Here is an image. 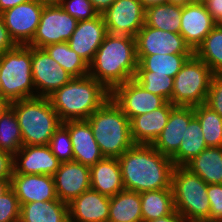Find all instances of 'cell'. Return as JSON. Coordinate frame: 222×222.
<instances>
[{"mask_svg": "<svg viewBox=\"0 0 222 222\" xmlns=\"http://www.w3.org/2000/svg\"><path fill=\"white\" fill-rule=\"evenodd\" d=\"M110 97L111 93L89 74L73 77L66 85L48 96L62 123L87 120Z\"/></svg>", "mask_w": 222, "mask_h": 222, "instance_id": "3", "label": "cell"}, {"mask_svg": "<svg viewBox=\"0 0 222 222\" xmlns=\"http://www.w3.org/2000/svg\"><path fill=\"white\" fill-rule=\"evenodd\" d=\"M102 17L107 33L136 37L145 24V9L139 0H116Z\"/></svg>", "mask_w": 222, "mask_h": 222, "instance_id": "13", "label": "cell"}, {"mask_svg": "<svg viewBox=\"0 0 222 222\" xmlns=\"http://www.w3.org/2000/svg\"><path fill=\"white\" fill-rule=\"evenodd\" d=\"M137 56L153 54H193L181 34L163 31L146 24L136 37Z\"/></svg>", "mask_w": 222, "mask_h": 222, "instance_id": "14", "label": "cell"}, {"mask_svg": "<svg viewBox=\"0 0 222 222\" xmlns=\"http://www.w3.org/2000/svg\"><path fill=\"white\" fill-rule=\"evenodd\" d=\"M209 222H222V184H208Z\"/></svg>", "mask_w": 222, "mask_h": 222, "instance_id": "40", "label": "cell"}, {"mask_svg": "<svg viewBox=\"0 0 222 222\" xmlns=\"http://www.w3.org/2000/svg\"><path fill=\"white\" fill-rule=\"evenodd\" d=\"M175 107L166 102L150 113L138 115L130 120L132 140L135 144H152L166 126L170 112Z\"/></svg>", "mask_w": 222, "mask_h": 222, "instance_id": "23", "label": "cell"}, {"mask_svg": "<svg viewBox=\"0 0 222 222\" xmlns=\"http://www.w3.org/2000/svg\"><path fill=\"white\" fill-rule=\"evenodd\" d=\"M143 8L146 10L151 6L166 4L168 0H139Z\"/></svg>", "mask_w": 222, "mask_h": 222, "instance_id": "48", "label": "cell"}, {"mask_svg": "<svg viewBox=\"0 0 222 222\" xmlns=\"http://www.w3.org/2000/svg\"><path fill=\"white\" fill-rule=\"evenodd\" d=\"M19 222H69L68 204L59 199L22 204Z\"/></svg>", "mask_w": 222, "mask_h": 222, "instance_id": "25", "label": "cell"}, {"mask_svg": "<svg viewBox=\"0 0 222 222\" xmlns=\"http://www.w3.org/2000/svg\"><path fill=\"white\" fill-rule=\"evenodd\" d=\"M118 160L125 190L141 193L172 189L173 161L151 144H134Z\"/></svg>", "mask_w": 222, "mask_h": 222, "instance_id": "1", "label": "cell"}, {"mask_svg": "<svg viewBox=\"0 0 222 222\" xmlns=\"http://www.w3.org/2000/svg\"><path fill=\"white\" fill-rule=\"evenodd\" d=\"M23 146L17 116L9 107L0 118V150L14 155Z\"/></svg>", "mask_w": 222, "mask_h": 222, "instance_id": "35", "label": "cell"}, {"mask_svg": "<svg viewBox=\"0 0 222 222\" xmlns=\"http://www.w3.org/2000/svg\"><path fill=\"white\" fill-rule=\"evenodd\" d=\"M62 124L69 130L73 161L91 167L104 158L87 120H70Z\"/></svg>", "mask_w": 222, "mask_h": 222, "instance_id": "20", "label": "cell"}, {"mask_svg": "<svg viewBox=\"0 0 222 222\" xmlns=\"http://www.w3.org/2000/svg\"><path fill=\"white\" fill-rule=\"evenodd\" d=\"M111 98L130 120L150 113L167 102L163 97L146 91L134 78L117 86L111 92Z\"/></svg>", "mask_w": 222, "mask_h": 222, "instance_id": "12", "label": "cell"}, {"mask_svg": "<svg viewBox=\"0 0 222 222\" xmlns=\"http://www.w3.org/2000/svg\"><path fill=\"white\" fill-rule=\"evenodd\" d=\"M60 6L78 21L92 19L99 15L90 0H64Z\"/></svg>", "mask_w": 222, "mask_h": 222, "instance_id": "39", "label": "cell"}, {"mask_svg": "<svg viewBox=\"0 0 222 222\" xmlns=\"http://www.w3.org/2000/svg\"><path fill=\"white\" fill-rule=\"evenodd\" d=\"M194 117L193 106H175L163 131L151 145L164 156L172 158L179 150L183 135Z\"/></svg>", "mask_w": 222, "mask_h": 222, "instance_id": "17", "label": "cell"}, {"mask_svg": "<svg viewBox=\"0 0 222 222\" xmlns=\"http://www.w3.org/2000/svg\"><path fill=\"white\" fill-rule=\"evenodd\" d=\"M45 5H60L64 0H41Z\"/></svg>", "mask_w": 222, "mask_h": 222, "instance_id": "52", "label": "cell"}, {"mask_svg": "<svg viewBox=\"0 0 222 222\" xmlns=\"http://www.w3.org/2000/svg\"><path fill=\"white\" fill-rule=\"evenodd\" d=\"M208 147H222V117L206 104L193 106Z\"/></svg>", "mask_w": 222, "mask_h": 222, "instance_id": "34", "label": "cell"}, {"mask_svg": "<svg viewBox=\"0 0 222 222\" xmlns=\"http://www.w3.org/2000/svg\"><path fill=\"white\" fill-rule=\"evenodd\" d=\"M53 179L57 198L67 204L91 188L90 167L75 161L61 163Z\"/></svg>", "mask_w": 222, "mask_h": 222, "instance_id": "15", "label": "cell"}, {"mask_svg": "<svg viewBox=\"0 0 222 222\" xmlns=\"http://www.w3.org/2000/svg\"><path fill=\"white\" fill-rule=\"evenodd\" d=\"M182 6L160 4L145 10V24L163 31L180 34Z\"/></svg>", "mask_w": 222, "mask_h": 222, "instance_id": "31", "label": "cell"}, {"mask_svg": "<svg viewBox=\"0 0 222 222\" xmlns=\"http://www.w3.org/2000/svg\"><path fill=\"white\" fill-rule=\"evenodd\" d=\"M11 188L17 196L20 206L35 201L58 200L54 179L50 175H24L13 171Z\"/></svg>", "mask_w": 222, "mask_h": 222, "instance_id": "21", "label": "cell"}, {"mask_svg": "<svg viewBox=\"0 0 222 222\" xmlns=\"http://www.w3.org/2000/svg\"><path fill=\"white\" fill-rule=\"evenodd\" d=\"M91 189L102 195L113 197L124 190L118 158L104 157L90 167Z\"/></svg>", "mask_w": 222, "mask_h": 222, "instance_id": "24", "label": "cell"}, {"mask_svg": "<svg viewBox=\"0 0 222 222\" xmlns=\"http://www.w3.org/2000/svg\"><path fill=\"white\" fill-rule=\"evenodd\" d=\"M19 200L12 188L0 197V222H19Z\"/></svg>", "mask_w": 222, "mask_h": 222, "instance_id": "38", "label": "cell"}, {"mask_svg": "<svg viewBox=\"0 0 222 222\" xmlns=\"http://www.w3.org/2000/svg\"><path fill=\"white\" fill-rule=\"evenodd\" d=\"M78 20L60 5H45L36 33L28 46L44 48L54 43L67 42L75 31Z\"/></svg>", "mask_w": 222, "mask_h": 222, "instance_id": "9", "label": "cell"}, {"mask_svg": "<svg viewBox=\"0 0 222 222\" xmlns=\"http://www.w3.org/2000/svg\"><path fill=\"white\" fill-rule=\"evenodd\" d=\"M48 146L61 163L73 161L71 137L69 130L63 124L56 129Z\"/></svg>", "mask_w": 222, "mask_h": 222, "instance_id": "37", "label": "cell"}, {"mask_svg": "<svg viewBox=\"0 0 222 222\" xmlns=\"http://www.w3.org/2000/svg\"><path fill=\"white\" fill-rule=\"evenodd\" d=\"M0 97L10 103L36 97L31 46L17 45L0 55Z\"/></svg>", "mask_w": 222, "mask_h": 222, "instance_id": "6", "label": "cell"}, {"mask_svg": "<svg viewBox=\"0 0 222 222\" xmlns=\"http://www.w3.org/2000/svg\"><path fill=\"white\" fill-rule=\"evenodd\" d=\"M60 164L48 145H23L13 160L14 172L24 175L53 176Z\"/></svg>", "mask_w": 222, "mask_h": 222, "instance_id": "16", "label": "cell"}, {"mask_svg": "<svg viewBox=\"0 0 222 222\" xmlns=\"http://www.w3.org/2000/svg\"><path fill=\"white\" fill-rule=\"evenodd\" d=\"M196 2V0H168L167 3L168 4H174V5H179V6H186L189 4H192Z\"/></svg>", "mask_w": 222, "mask_h": 222, "instance_id": "50", "label": "cell"}, {"mask_svg": "<svg viewBox=\"0 0 222 222\" xmlns=\"http://www.w3.org/2000/svg\"><path fill=\"white\" fill-rule=\"evenodd\" d=\"M193 54L205 62L214 75H222V24H217Z\"/></svg>", "mask_w": 222, "mask_h": 222, "instance_id": "32", "label": "cell"}, {"mask_svg": "<svg viewBox=\"0 0 222 222\" xmlns=\"http://www.w3.org/2000/svg\"><path fill=\"white\" fill-rule=\"evenodd\" d=\"M137 67L135 37L107 33L89 65V75L111 93L117 86L133 79Z\"/></svg>", "mask_w": 222, "mask_h": 222, "instance_id": "2", "label": "cell"}, {"mask_svg": "<svg viewBox=\"0 0 222 222\" xmlns=\"http://www.w3.org/2000/svg\"><path fill=\"white\" fill-rule=\"evenodd\" d=\"M205 104L222 117V75H214Z\"/></svg>", "mask_w": 222, "mask_h": 222, "instance_id": "41", "label": "cell"}, {"mask_svg": "<svg viewBox=\"0 0 222 222\" xmlns=\"http://www.w3.org/2000/svg\"><path fill=\"white\" fill-rule=\"evenodd\" d=\"M110 197L89 189L68 203L69 222H108Z\"/></svg>", "mask_w": 222, "mask_h": 222, "instance_id": "22", "label": "cell"}, {"mask_svg": "<svg viewBox=\"0 0 222 222\" xmlns=\"http://www.w3.org/2000/svg\"><path fill=\"white\" fill-rule=\"evenodd\" d=\"M30 0H0V13Z\"/></svg>", "mask_w": 222, "mask_h": 222, "instance_id": "47", "label": "cell"}, {"mask_svg": "<svg viewBox=\"0 0 222 222\" xmlns=\"http://www.w3.org/2000/svg\"><path fill=\"white\" fill-rule=\"evenodd\" d=\"M10 102L0 97V118L4 112L10 107Z\"/></svg>", "mask_w": 222, "mask_h": 222, "instance_id": "51", "label": "cell"}, {"mask_svg": "<svg viewBox=\"0 0 222 222\" xmlns=\"http://www.w3.org/2000/svg\"><path fill=\"white\" fill-rule=\"evenodd\" d=\"M108 222H143L140 193L124 189L110 197Z\"/></svg>", "mask_w": 222, "mask_h": 222, "instance_id": "27", "label": "cell"}, {"mask_svg": "<svg viewBox=\"0 0 222 222\" xmlns=\"http://www.w3.org/2000/svg\"><path fill=\"white\" fill-rule=\"evenodd\" d=\"M205 6L212 19L217 24H222V0H209Z\"/></svg>", "mask_w": 222, "mask_h": 222, "instance_id": "44", "label": "cell"}, {"mask_svg": "<svg viewBox=\"0 0 222 222\" xmlns=\"http://www.w3.org/2000/svg\"><path fill=\"white\" fill-rule=\"evenodd\" d=\"M216 25L205 4L194 2L182 7L180 34L193 52Z\"/></svg>", "mask_w": 222, "mask_h": 222, "instance_id": "19", "label": "cell"}, {"mask_svg": "<svg viewBox=\"0 0 222 222\" xmlns=\"http://www.w3.org/2000/svg\"><path fill=\"white\" fill-rule=\"evenodd\" d=\"M213 76L209 66L193 54L174 77L170 102L175 106L205 104Z\"/></svg>", "mask_w": 222, "mask_h": 222, "instance_id": "8", "label": "cell"}, {"mask_svg": "<svg viewBox=\"0 0 222 222\" xmlns=\"http://www.w3.org/2000/svg\"><path fill=\"white\" fill-rule=\"evenodd\" d=\"M134 79L146 91L163 97L167 102L172 98L174 78L151 71H136Z\"/></svg>", "mask_w": 222, "mask_h": 222, "instance_id": "36", "label": "cell"}, {"mask_svg": "<svg viewBox=\"0 0 222 222\" xmlns=\"http://www.w3.org/2000/svg\"><path fill=\"white\" fill-rule=\"evenodd\" d=\"M106 34V25L102 15L99 14L92 19L78 21L77 27L67 43L90 65Z\"/></svg>", "mask_w": 222, "mask_h": 222, "instance_id": "18", "label": "cell"}, {"mask_svg": "<svg viewBox=\"0 0 222 222\" xmlns=\"http://www.w3.org/2000/svg\"><path fill=\"white\" fill-rule=\"evenodd\" d=\"M43 49L73 77L89 74V64L73 51L67 42L50 44Z\"/></svg>", "mask_w": 222, "mask_h": 222, "instance_id": "33", "label": "cell"}, {"mask_svg": "<svg viewBox=\"0 0 222 222\" xmlns=\"http://www.w3.org/2000/svg\"><path fill=\"white\" fill-rule=\"evenodd\" d=\"M140 198L143 222L164 217L175 210L172 189L144 191Z\"/></svg>", "mask_w": 222, "mask_h": 222, "instance_id": "28", "label": "cell"}, {"mask_svg": "<svg viewBox=\"0 0 222 222\" xmlns=\"http://www.w3.org/2000/svg\"><path fill=\"white\" fill-rule=\"evenodd\" d=\"M171 188L174 207L188 222H209L208 184L185 166H174Z\"/></svg>", "mask_w": 222, "mask_h": 222, "instance_id": "7", "label": "cell"}, {"mask_svg": "<svg viewBox=\"0 0 222 222\" xmlns=\"http://www.w3.org/2000/svg\"><path fill=\"white\" fill-rule=\"evenodd\" d=\"M87 121L104 157L119 158L135 144L131 136L130 119L111 97Z\"/></svg>", "mask_w": 222, "mask_h": 222, "instance_id": "4", "label": "cell"}, {"mask_svg": "<svg viewBox=\"0 0 222 222\" xmlns=\"http://www.w3.org/2000/svg\"><path fill=\"white\" fill-rule=\"evenodd\" d=\"M11 188V179H0V197Z\"/></svg>", "mask_w": 222, "mask_h": 222, "instance_id": "49", "label": "cell"}, {"mask_svg": "<svg viewBox=\"0 0 222 222\" xmlns=\"http://www.w3.org/2000/svg\"><path fill=\"white\" fill-rule=\"evenodd\" d=\"M193 54H153L137 56L138 67L136 71H151L154 74H166L175 77L186 61Z\"/></svg>", "mask_w": 222, "mask_h": 222, "instance_id": "29", "label": "cell"}, {"mask_svg": "<svg viewBox=\"0 0 222 222\" xmlns=\"http://www.w3.org/2000/svg\"><path fill=\"white\" fill-rule=\"evenodd\" d=\"M148 222H188L180 213L174 210L171 214Z\"/></svg>", "mask_w": 222, "mask_h": 222, "instance_id": "45", "label": "cell"}, {"mask_svg": "<svg viewBox=\"0 0 222 222\" xmlns=\"http://www.w3.org/2000/svg\"><path fill=\"white\" fill-rule=\"evenodd\" d=\"M14 155L0 150V179H11L14 171Z\"/></svg>", "mask_w": 222, "mask_h": 222, "instance_id": "42", "label": "cell"}, {"mask_svg": "<svg viewBox=\"0 0 222 222\" xmlns=\"http://www.w3.org/2000/svg\"><path fill=\"white\" fill-rule=\"evenodd\" d=\"M205 139L199 120L194 117L183 135L179 150L171 158L174 166H185L190 160L206 149Z\"/></svg>", "mask_w": 222, "mask_h": 222, "instance_id": "30", "label": "cell"}, {"mask_svg": "<svg viewBox=\"0 0 222 222\" xmlns=\"http://www.w3.org/2000/svg\"><path fill=\"white\" fill-rule=\"evenodd\" d=\"M22 134L23 145H48L62 124L48 97H32L11 102Z\"/></svg>", "mask_w": 222, "mask_h": 222, "instance_id": "5", "label": "cell"}, {"mask_svg": "<svg viewBox=\"0 0 222 222\" xmlns=\"http://www.w3.org/2000/svg\"><path fill=\"white\" fill-rule=\"evenodd\" d=\"M31 64L36 96L48 97L73 78L43 48L31 46Z\"/></svg>", "mask_w": 222, "mask_h": 222, "instance_id": "10", "label": "cell"}, {"mask_svg": "<svg viewBox=\"0 0 222 222\" xmlns=\"http://www.w3.org/2000/svg\"><path fill=\"white\" fill-rule=\"evenodd\" d=\"M44 6L41 0H30L0 13L17 45H28L32 41Z\"/></svg>", "mask_w": 222, "mask_h": 222, "instance_id": "11", "label": "cell"}, {"mask_svg": "<svg viewBox=\"0 0 222 222\" xmlns=\"http://www.w3.org/2000/svg\"><path fill=\"white\" fill-rule=\"evenodd\" d=\"M185 167L206 184H222V147H207Z\"/></svg>", "mask_w": 222, "mask_h": 222, "instance_id": "26", "label": "cell"}, {"mask_svg": "<svg viewBox=\"0 0 222 222\" xmlns=\"http://www.w3.org/2000/svg\"><path fill=\"white\" fill-rule=\"evenodd\" d=\"M116 0H90L98 14L102 15Z\"/></svg>", "mask_w": 222, "mask_h": 222, "instance_id": "46", "label": "cell"}, {"mask_svg": "<svg viewBox=\"0 0 222 222\" xmlns=\"http://www.w3.org/2000/svg\"><path fill=\"white\" fill-rule=\"evenodd\" d=\"M207 1L209 0H196V2L203 3V4H205Z\"/></svg>", "mask_w": 222, "mask_h": 222, "instance_id": "53", "label": "cell"}, {"mask_svg": "<svg viewBox=\"0 0 222 222\" xmlns=\"http://www.w3.org/2000/svg\"><path fill=\"white\" fill-rule=\"evenodd\" d=\"M16 46L17 44L11 38L0 14V55L8 50L15 48Z\"/></svg>", "mask_w": 222, "mask_h": 222, "instance_id": "43", "label": "cell"}]
</instances>
